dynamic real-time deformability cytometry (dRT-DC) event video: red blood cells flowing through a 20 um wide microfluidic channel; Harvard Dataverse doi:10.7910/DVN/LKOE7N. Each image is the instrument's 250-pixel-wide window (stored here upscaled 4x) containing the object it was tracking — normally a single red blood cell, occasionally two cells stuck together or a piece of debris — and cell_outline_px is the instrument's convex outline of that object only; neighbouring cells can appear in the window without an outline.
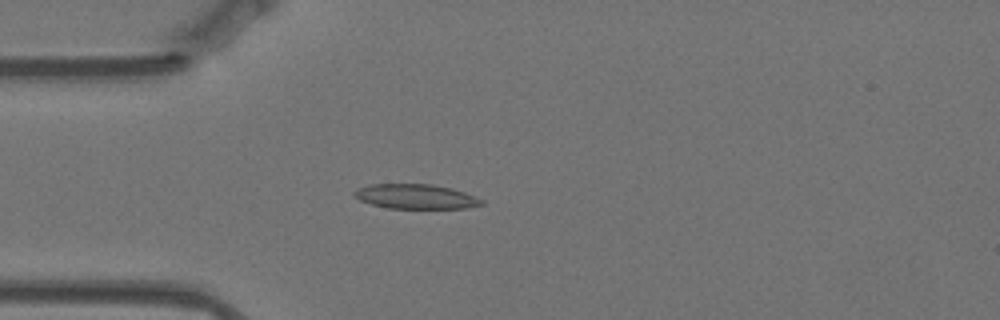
{"species": "Egyptian fruit bat (a non-hibernating species)", "species_latin": "Rousettus aegyptiacus", "temperature_condition": "warm", "stored_images_in_passage": 57, "camera_frame_rate_fps": 3000, "um_per_image_px": 0.085, "animal": {"sex": "female"}, "frame": {"image": 1, "passage_image": 15, "time_ms": 4.667, "image_size_px": [1000, 320], "cell_outline_px": [[484, 204], [468, 208], [388, 208], [372, 204], [360, 200], [352, 196], [352, 192], [356, 188], [368, 184], [432, 184], [452, 188], [464, 192], [484, 200]], "centroid_in_image_um": [35.31, 16.69], "position_along_channel_um": 49.7, "area_um2": 18.44}}
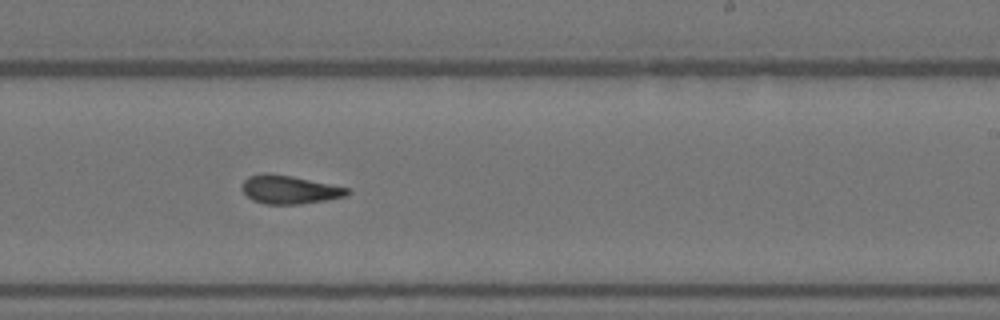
{"frame": {"image": 2, "passage_image": 34, "time_ms": 11.0, "image_size_px": [1000, 320], "cell_outline_px": [[352, 192], [344, 196], [324, 200], [300, 204], [264, 204], [252, 200], [240, 188], [244, 180], [248, 176], [264, 172], [268, 172], [292, 176], [348, 188]], "centroid_in_image_um": [24.54, 16.11], "position_along_channel_um": 264.5, "area_um2": 17.4}}
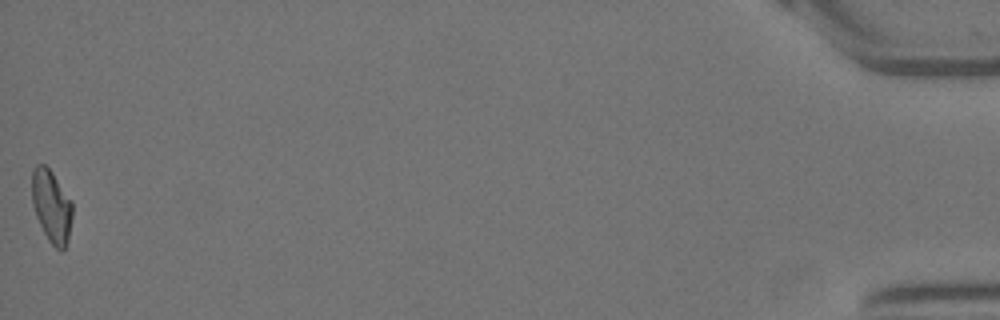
{"frame": {"image": 3, "passage_image": 57, "time_ms": 18.667, "image_size_px": [1000, 320], "cell_outline_px": [[72, 216], [68, 240], [64, 248], [60, 252], [48, 240], [36, 216], [32, 204], [32, 172], [36, 164], [44, 164], [52, 172], [72, 200]], "centroid_in_image_um": [4.38, 17.52], "position_along_channel_um": 430.8, "area_um2": 17.11}, "authors_computed_cell_mechanics": {"area_um2": 17.5134, "velocity_mm_per_s": 3.5212, "shape_relaxation_time_tau1_ms": null, "shape_relaxation_time_tau2_ms": 4.0453, "deformation_change_tau1": null, "deformation_change_tau2": 0.113}}